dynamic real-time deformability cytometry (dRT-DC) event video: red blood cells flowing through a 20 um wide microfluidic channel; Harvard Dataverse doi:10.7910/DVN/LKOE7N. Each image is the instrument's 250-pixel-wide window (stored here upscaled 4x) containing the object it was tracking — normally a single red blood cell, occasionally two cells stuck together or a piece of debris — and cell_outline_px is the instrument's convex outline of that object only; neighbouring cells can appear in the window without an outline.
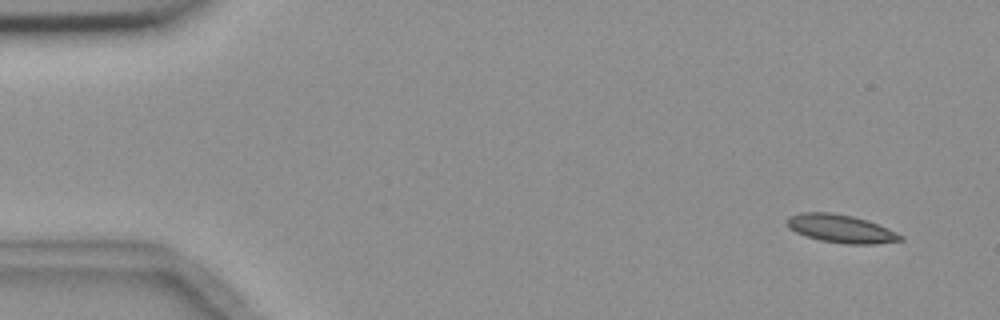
{"species": "common noctule bat (a hibernating species)", "species_latin": "Nyctalus noctula", "temperature_condition": "room temperature", "stored_images_in_passage": 4, "camera_frame_rate_fps": 3000, "um_per_image_px": 0.085, "animal": {"sex": "female", "body_mass_g": 18.4}, "frame": {"image": 1, "passage_image": 1, "time_ms": 0.0, "image_size_px": [1000, 320], "cell_outline_px": [[904, 240], [876, 244], [844, 244], [820, 240], [804, 236], [788, 228], [788, 216], [800, 212], [832, 212], [852, 216], [868, 220], [888, 228], [904, 236]], "centroid_in_image_um": [71.49, 19.44], "position_along_channel_um": 13.5, "area_um2": 18.79}}